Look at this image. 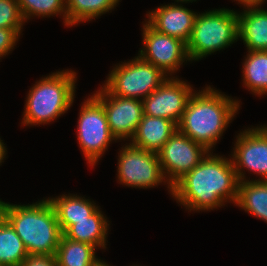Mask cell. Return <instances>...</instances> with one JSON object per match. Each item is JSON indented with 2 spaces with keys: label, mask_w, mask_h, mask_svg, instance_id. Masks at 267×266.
Returning a JSON list of instances; mask_svg holds the SVG:
<instances>
[{
  "label": "cell",
  "mask_w": 267,
  "mask_h": 266,
  "mask_svg": "<svg viewBox=\"0 0 267 266\" xmlns=\"http://www.w3.org/2000/svg\"><path fill=\"white\" fill-rule=\"evenodd\" d=\"M197 12L182 3L161 5L146 14L147 22L157 31L177 38L185 44L189 41Z\"/></svg>",
  "instance_id": "cell-14"
},
{
  "label": "cell",
  "mask_w": 267,
  "mask_h": 266,
  "mask_svg": "<svg viewBox=\"0 0 267 266\" xmlns=\"http://www.w3.org/2000/svg\"><path fill=\"white\" fill-rule=\"evenodd\" d=\"M239 179L231 158L211 151L172 186V197L186 210L200 212L235 204Z\"/></svg>",
  "instance_id": "cell-1"
},
{
  "label": "cell",
  "mask_w": 267,
  "mask_h": 266,
  "mask_svg": "<svg viewBox=\"0 0 267 266\" xmlns=\"http://www.w3.org/2000/svg\"><path fill=\"white\" fill-rule=\"evenodd\" d=\"M168 77L161 69L138 55L132 60L116 64L102 87L118 97L143 100Z\"/></svg>",
  "instance_id": "cell-6"
},
{
  "label": "cell",
  "mask_w": 267,
  "mask_h": 266,
  "mask_svg": "<svg viewBox=\"0 0 267 266\" xmlns=\"http://www.w3.org/2000/svg\"><path fill=\"white\" fill-rule=\"evenodd\" d=\"M230 154L239 182L246 179V170L257 174V180L267 181V126L248 127L236 136ZM261 177V178H260Z\"/></svg>",
  "instance_id": "cell-9"
},
{
  "label": "cell",
  "mask_w": 267,
  "mask_h": 266,
  "mask_svg": "<svg viewBox=\"0 0 267 266\" xmlns=\"http://www.w3.org/2000/svg\"><path fill=\"white\" fill-rule=\"evenodd\" d=\"M96 250L88 243L70 240L62 234L55 255L57 266H93L99 260Z\"/></svg>",
  "instance_id": "cell-22"
},
{
  "label": "cell",
  "mask_w": 267,
  "mask_h": 266,
  "mask_svg": "<svg viewBox=\"0 0 267 266\" xmlns=\"http://www.w3.org/2000/svg\"><path fill=\"white\" fill-rule=\"evenodd\" d=\"M89 96L80 106L76 133L79 148L93 167L108 151L109 144L117 140L110 132L103 105L93 95Z\"/></svg>",
  "instance_id": "cell-7"
},
{
  "label": "cell",
  "mask_w": 267,
  "mask_h": 266,
  "mask_svg": "<svg viewBox=\"0 0 267 266\" xmlns=\"http://www.w3.org/2000/svg\"><path fill=\"white\" fill-rule=\"evenodd\" d=\"M98 208L88 220L74 221L63 235L73 241L88 243L96 249H107L109 220Z\"/></svg>",
  "instance_id": "cell-18"
},
{
  "label": "cell",
  "mask_w": 267,
  "mask_h": 266,
  "mask_svg": "<svg viewBox=\"0 0 267 266\" xmlns=\"http://www.w3.org/2000/svg\"><path fill=\"white\" fill-rule=\"evenodd\" d=\"M177 76L168 77L158 89L143 99L144 115L181 121L187 101L195 89Z\"/></svg>",
  "instance_id": "cell-12"
},
{
  "label": "cell",
  "mask_w": 267,
  "mask_h": 266,
  "mask_svg": "<svg viewBox=\"0 0 267 266\" xmlns=\"http://www.w3.org/2000/svg\"><path fill=\"white\" fill-rule=\"evenodd\" d=\"M20 36L13 30L8 28H0V59L10 54L14 46L19 41Z\"/></svg>",
  "instance_id": "cell-26"
},
{
  "label": "cell",
  "mask_w": 267,
  "mask_h": 266,
  "mask_svg": "<svg viewBox=\"0 0 267 266\" xmlns=\"http://www.w3.org/2000/svg\"><path fill=\"white\" fill-rule=\"evenodd\" d=\"M177 129V124L171 120L143 115L129 143L135 147L158 153Z\"/></svg>",
  "instance_id": "cell-15"
},
{
  "label": "cell",
  "mask_w": 267,
  "mask_h": 266,
  "mask_svg": "<svg viewBox=\"0 0 267 266\" xmlns=\"http://www.w3.org/2000/svg\"><path fill=\"white\" fill-rule=\"evenodd\" d=\"M197 0H174V3L176 2V3H183V4H185V3H192V2H196Z\"/></svg>",
  "instance_id": "cell-31"
},
{
  "label": "cell",
  "mask_w": 267,
  "mask_h": 266,
  "mask_svg": "<svg viewBox=\"0 0 267 266\" xmlns=\"http://www.w3.org/2000/svg\"><path fill=\"white\" fill-rule=\"evenodd\" d=\"M234 205L267 223V181L251 179L239 182Z\"/></svg>",
  "instance_id": "cell-19"
},
{
  "label": "cell",
  "mask_w": 267,
  "mask_h": 266,
  "mask_svg": "<svg viewBox=\"0 0 267 266\" xmlns=\"http://www.w3.org/2000/svg\"><path fill=\"white\" fill-rule=\"evenodd\" d=\"M23 19L26 22L33 17L62 16L67 26L66 0H17Z\"/></svg>",
  "instance_id": "cell-24"
},
{
  "label": "cell",
  "mask_w": 267,
  "mask_h": 266,
  "mask_svg": "<svg viewBox=\"0 0 267 266\" xmlns=\"http://www.w3.org/2000/svg\"><path fill=\"white\" fill-rule=\"evenodd\" d=\"M209 152L204 145L194 142L177 129L157 154L162 172L172 187Z\"/></svg>",
  "instance_id": "cell-11"
},
{
  "label": "cell",
  "mask_w": 267,
  "mask_h": 266,
  "mask_svg": "<svg viewBox=\"0 0 267 266\" xmlns=\"http://www.w3.org/2000/svg\"><path fill=\"white\" fill-rule=\"evenodd\" d=\"M5 145L6 144H4L3 140H1L0 138V166L4 162V159L6 158L7 155V149H6L7 146Z\"/></svg>",
  "instance_id": "cell-29"
},
{
  "label": "cell",
  "mask_w": 267,
  "mask_h": 266,
  "mask_svg": "<svg viewBox=\"0 0 267 266\" xmlns=\"http://www.w3.org/2000/svg\"><path fill=\"white\" fill-rule=\"evenodd\" d=\"M237 10L213 9L197 14L189 41L187 54L192 61L220 51L238 41Z\"/></svg>",
  "instance_id": "cell-5"
},
{
  "label": "cell",
  "mask_w": 267,
  "mask_h": 266,
  "mask_svg": "<svg viewBox=\"0 0 267 266\" xmlns=\"http://www.w3.org/2000/svg\"><path fill=\"white\" fill-rule=\"evenodd\" d=\"M0 215L21 238L28 254L56 255L62 232L47 198L23 205L0 200Z\"/></svg>",
  "instance_id": "cell-3"
},
{
  "label": "cell",
  "mask_w": 267,
  "mask_h": 266,
  "mask_svg": "<svg viewBox=\"0 0 267 266\" xmlns=\"http://www.w3.org/2000/svg\"><path fill=\"white\" fill-rule=\"evenodd\" d=\"M77 73L74 70H58L42 76L30 88L22 114V125L51 124L73 105L76 93Z\"/></svg>",
  "instance_id": "cell-4"
},
{
  "label": "cell",
  "mask_w": 267,
  "mask_h": 266,
  "mask_svg": "<svg viewBox=\"0 0 267 266\" xmlns=\"http://www.w3.org/2000/svg\"><path fill=\"white\" fill-rule=\"evenodd\" d=\"M21 266H57L56 256L28 254Z\"/></svg>",
  "instance_id": "cell-27"
},
{
  "label": "cell",
  "mask_w": 267,
  "mask_h": 266,
  "mask_svg": "<svg viewBox=\"0 0 267 266\" xmlns=\"http://www.w3.org/2000/svg\"><path fill=\"white\" fill-rule=\"evenodd\" d=\"M238 39L247 51H267V9L263 7L243 8L237 12Z\"/></svg>",
  "instance_id": "cell-16"
},
{
  "label": "cell",
  "mask_w": 267,
  "mask_h": 266,
  "mask_svg": "<svg viewBox=\"0 0 267 266\" xmlns=\"http://www.w3.org/2000/svg\"><path fill=\"white\" fill-rule=\"evenodd\" d=\"M232 98L210 85L194 90L177 125L178 130L212 152L240 110V100Z\"/></svg>",
  "instance_id": "cell-2"
},
{
  "label": "cell",
  "mask_w": 267,
  "mask_h": 266,
  "mask_svg": "<svg viewBox=\"0 0 267 266\" xmlns=\"http://www.w3.org/2000/svg\"><path fill=\"white\" fill-rule=\"evenodd\" d=\"M24 23L17 0H0V28L13 29L20 36Z\"/></svg>",
  "instance_id": "cell-25"
},
{
  "label": "cell",
  "mask_w": 267,
  "mask_h": 266,
  "mask_svg": "<svg viewBox=\"0 0 267 266\" xmlns=\"http://www.w3.org/2000/svg\"><path fill=\"white\" fill-rule=\"evenodd\" d=\"M118 157L116 175L120 185L136 189H149L163 183L166 184L169 194H172V187L162 172L157 153L126 142L122 145Z\"/></svg>",
  "instance_id": "cell-8"
},
{
  "label": "cell",
  "mask_w": 267,
  "mask_h": 266,
  "mask_svg": "<svg viewBox=\"0 0 267 266\" xmlns=\"http://www.w3.org/2000/svg\"><path fill=\"white\" fill-rule=\"evenodd\" d=\"M119 2L120 0H66L67 27L95 20L109 11L111 13Z\"/></svg>",
  "instance_id": "cell-21"
},
{
  "label": "cell",
  "mask_w": 267,
  "mask_h": 266,
  "mask_svg": "<svg viewBox=\"0 0 267 266\" xmlns=\"http://www.w3.org/2000/svg\"><path fill=\"white\" fill-rule=\"evenodd\" d=\"M142 27L143 46L138 55L143 60L152 63L169 77L180 70L183 63L190 62L183 41L157 31L147 20L143 21Z\"/></svg>",
  "instance_id": "cell-10"
},
{
  "label": "cell",
  "mask_w": 267,
  "mask_h": 266,
  "mask_svg": "<svg viewBox=\"0 0 267 266\" xmlns=\"http://www.w3.org/2000/svg\"><path fill=\"white\" fill-rule=\"evenodd\" d=\"M93 266H111L107 262L99 259Z\"/></svg>",
  "instance_id": "cell-30"
},
{
  "label": "cell",
  "mask_w": 267,
  "mask_h": 266,
  "mask_svg": "<svg viewBox=\"0 0 267 266\" xmlns=\"http://www.w3.org/2000/svg\"><path fill=\"white\" fill-rule=\"evenodd\" d=\"M93 96L103 105L111 134L118 140L130 141L143 115V100L109 94L102 86Z\"/></svg>",
  "instance_id": "cell-13"
},
{
  "label": "cell",
  "mask_w": 267,
  "mask_h": 266,
  "mask_svg": "<svg viewBox=\"0 0 267 266\" xmlns=\"http://www.w3.org/2000/svg\"><path fill=\"white\" fill-rule=\"evenodd\" d=\"M238 1L237 3L243 8H248V7H261L263 6L262 4L266 2V0H234Z\"/></svg>",
  "instance_id": "cell-28"
},
{
  "label": "cell",
  "mask_w": 267,
  "mask_h": 266,
  "mask_svg": "<svg viewBox=\"0 0 267 266\" xmlns=\"http://www.w3.org/2000/svg\"><path fill=\"white\" fill-rule=\"evenodd\" d=\"M27 255L21 238L0 215V266H21Z\"/></svg>",
  "instance_id": "cell-23"
},
{
  "label": "cell",
  "mask_w": 267,
  "mask_h": 266,
  "mask_svg": "<svg viewBox=\"0 0 267 266\" xmlns=\"http://www.w3.org/2000/svg\"><path fill=\"white\" fill-rule=\"evenodd\" d=\"M242 63V81L255 96L267 95V51H247Z\"/></svg>",
  "instance_id": "cell-20"
},
{
  "label": "cell",
  "mask_w": 267,
  "mask_h": 266,
  "mask_svg": "<svg viewBox=\"0 0 267 266\" xmlns=\"http://www.w3.org/2000/svg\"><path fill=\"white\" fill-rule=\"evenodd\" d=\"M47 199L55 210L62 234L74 224V221L88 220L99 208L91 199L77 194H62Z\"/></svg>",
  "instance_id": "cell-17"
}]
</instances>
